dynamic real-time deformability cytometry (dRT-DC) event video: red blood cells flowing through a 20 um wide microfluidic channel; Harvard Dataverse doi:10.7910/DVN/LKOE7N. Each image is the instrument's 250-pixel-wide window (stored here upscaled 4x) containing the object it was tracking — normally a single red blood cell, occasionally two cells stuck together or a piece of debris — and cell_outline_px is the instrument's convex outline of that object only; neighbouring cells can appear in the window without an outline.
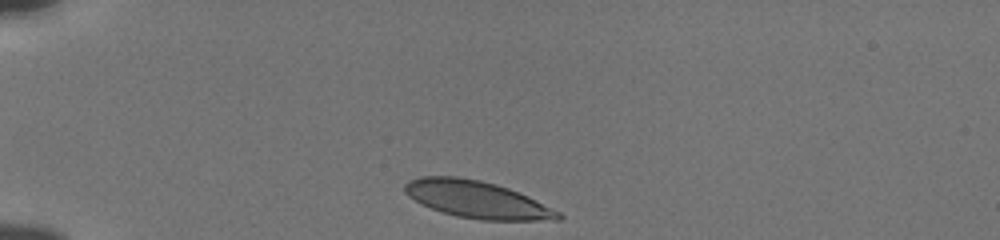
{"species": "human", "species_latin": "Homo sapiens", "temperature_condition": "cold", "stored_images_in_passage": 34, "camera_frame_rate_fps": 3000, "um_per_image_px": 0.085, "donor": {"sex": "male"}, "frame": {"image": 1, "passage_image": 1, "time_ms": 0.0, "image_size_px": [1000, 240], "cell_outline_px": [[564, 216], [560, 220], [480, 220], [456, 216], [432, 208], [408, 196], [404, 192], [404, 184], [408, 180], [420, 176], [456, 176], [480, 180], [496, 184], [508, 188], [528, 196], [560, 212]], "centroid_in_image_um": [40.55, 16.95], "position_along_channel_um": 44.5, "area_um2": 33.06}}
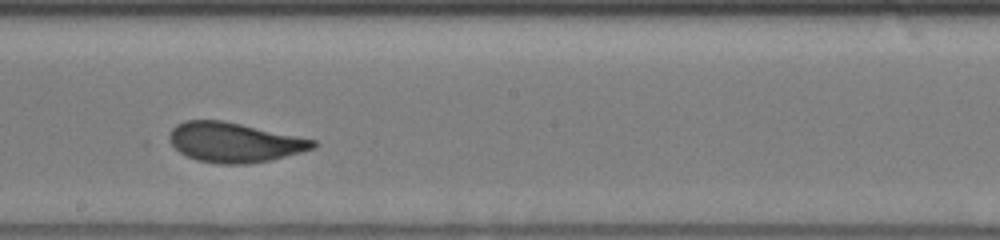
{"frame": {"image": 2, "passage_image": 19, "time_ms": 6.0, "image_size_px": [1000, 240], "cell_outline_px": [[316, 148], [272, 160], [248, 164], [220, 164], [196, 160], [180, 152], [168, 140], [168, 136], [172, 128], [176, 124], [184, 120], [224, 120], [316, 140]], "centroid_in_image_um": [19.91, 12.1], "position_along_channel_um": 228.3, "area_um2": 33.41}}
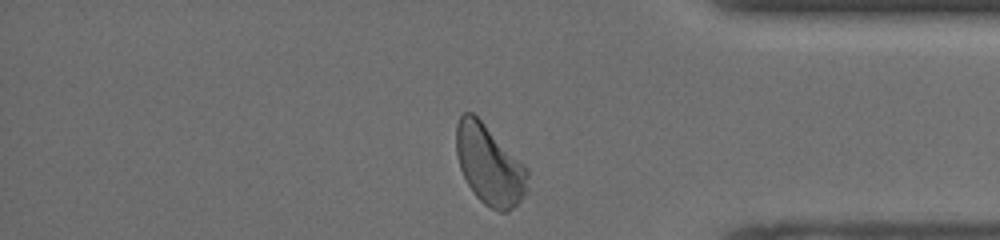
{"frame": {"image": 3, "passage_image": 33, "time_ms": 10.667, "image_size_px": [1000, 240], "cell_outline_px": [[528, 192], [508, 212], [500, 212], [484, 204], [472, 192], [460, 168], [456, 152], [456, 124], [460, 116], [464, 112], [472, 112], [528, 168]], "centroid_in_image_um": [41.6, 14.04], "position_along_channel_um": 393.6, "area_um2": 33.0}, "authors_computed_cell_mechanics": {"area_um2": 33.1194, "velocity_mm_per_s": 3.7961, "shape_relaxation_time_tau1_ms": 4.8412, "shape_relaxation_time_tau2_ms": null, "deformation_change_tau1": 0.1579, "deformation_change_tau2": null}}